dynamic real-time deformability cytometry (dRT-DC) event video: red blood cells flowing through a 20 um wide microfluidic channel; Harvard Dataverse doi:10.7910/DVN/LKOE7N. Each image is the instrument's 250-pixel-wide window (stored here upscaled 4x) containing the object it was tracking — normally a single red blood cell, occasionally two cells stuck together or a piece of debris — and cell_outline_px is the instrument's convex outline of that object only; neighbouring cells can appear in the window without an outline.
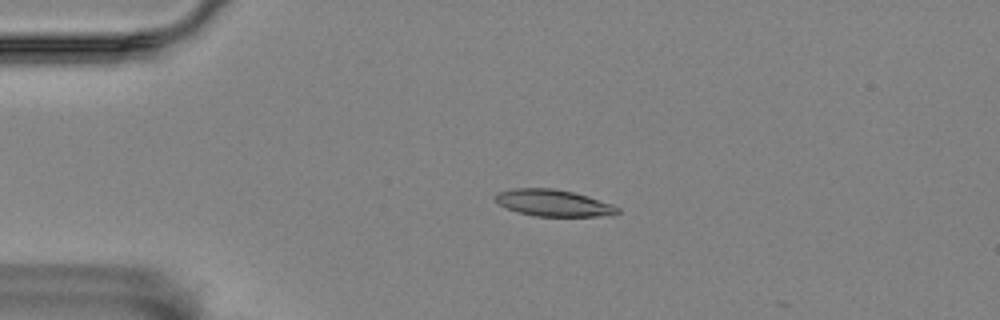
{"species": "Egyptian fruit bat (a non-hibernating species)", "species_latin": "Rousettus aegyptiacus", "temperature_condition": "room temperature", "stored_images_in_passage": 52, "camera_frame_rate_fps": 3000, "um_per_image_px": 0.085, "animal": {"sex": "female"}, "frame": {"image": 1, "passage_image": 12, "time_ms": 3.667, "image_size_px": [1000, 320], "cell_outline_px": [[620, 212], [616, 216], [536, 216], [516, 212], [500, 204], [496, 200], [496, 192], [512, 188], [552, 188], [572, 192], [588, 196], [612, 204], [620, 208]], "centroid_in_image_um": [47.09, 17.26], "position_along_channel_um": 37.9, "area_um2": 19.07}}
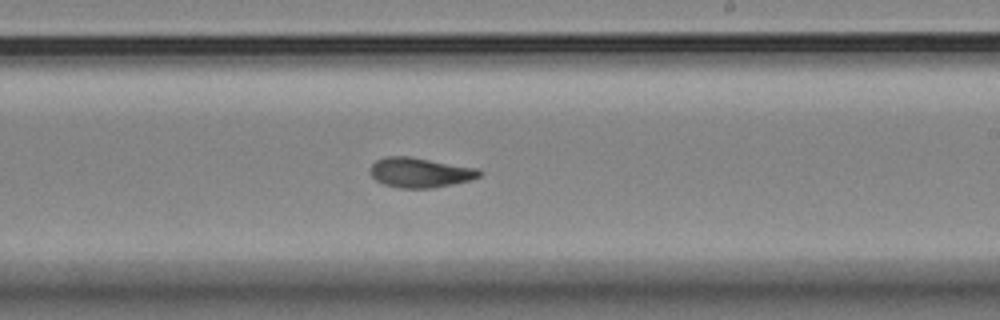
{"frame": {"image": 2, "passage_image": 33, "time_ms": 10.667, "image_size_px": [1000, 320], "cell_outline_px": [[480, 176], [472, 180], [432, 188], [400, 188], [384, 184], [376, 180], [368, 172], [368, 168], [376, 160], [384, 156], [408, 156], [480, 168]], "centroid_in_image_um": [35.68, 14.66], "position_along_channel_um": 253.3, "area_um2": 19.19}}
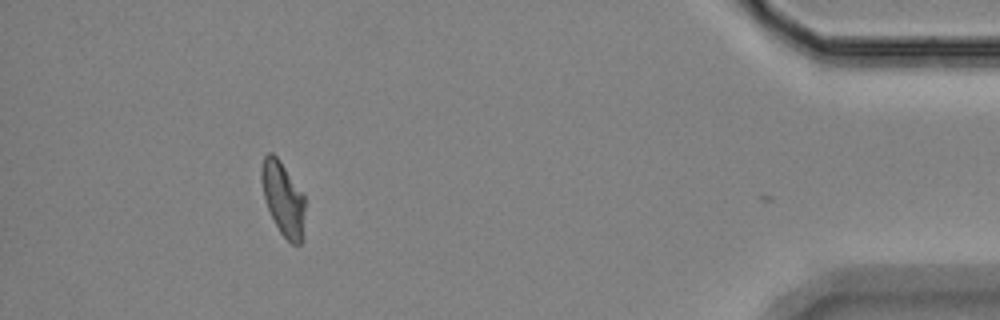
{"frame": {"image": 3, "passage_image": 51, "time_ms": 16.667, "image_size_px": [1000, 320], "cell_outline_px": [[304, 240], [300, 244], [292, 244], [280, 232], [268, 208], [264, 196], [260, 180], [260, 168], [264, 156], [268, 152], [272, 152], [276, 156], [304, 196]], "centroid_in_image_um": [24.05, 16.91], "position_along_channel_um": 411.1, "area_um2": 18.5}, "authors_computed_cell_mechanics": {"area_um2": 19.0162, "velocity_mm_per_s": 3.5399, "shape_relaxation_time_tau1_ms": 6.2159, "shape_relaxation_time_tau2_ms": 1.7719, "deformation_change_tau1": 0.1786, "deformation_change_tau2": 0.0732}}